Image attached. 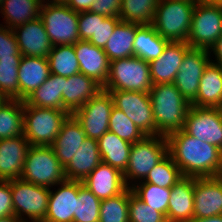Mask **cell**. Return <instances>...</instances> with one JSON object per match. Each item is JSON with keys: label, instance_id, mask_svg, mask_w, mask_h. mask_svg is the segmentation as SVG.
Returning a JSON list of instances; mask_svg holds the SVG:
<instances>
[{"label": "cell", "instance_id": "obj_42", "mask_svg": "<svg viewBox=\"0 0 222 222\" xmlns=\"http://www.w3.org/2000/svg\"><path fill=\"white\" fill-rule=\"evenodd\" d=\"M129 222H163L166 217L159 211L146 205L129 187Z\"/></svg>", "mask_w": 222, "mask_h": 222}, {"label": "cell", "instance_id": "obj_51", "mask_svg": "<svg viewBox=\"0 0 222 222\" xmlns=\"http://www.w3.org/2000/svg\"><path fill=\"white\" fill-rule=\"evenodd\" d=\"M0 222H22V220L17 218L15 215H10V216L0 218Z\"/></svg>", "mask_w": 222, "mask_h": 222}, {"label": "cell", "instance_id": "obj_8", "mask_svg": "<svg viewBox=\"0 0 222 222\" xmlns=\"http://www.w3.org/2000/svg\"><path fill=\"white\" fill-rule=\"evenodd\" d=\"M41 5L39 18L53 46L73 45L80 40L78 13L62 4Z\"/></svg>", "mask_w": 222, "mask_h": 222}, {"label": "cell", "instance_id": "obj_54", "mask_svg": "<svg viewBox=\"0 0 222 222\" xmlns=\"http://www.w3.org/2000/svg\"><path fill=\"white\" fill-rule=\"evenodd\" d=\"M7 99L0 93V105L3 104Z\"/></svg>", "mask_w": 222, "mask_h": 222}, {"label": "cell", "instance_id": "obj_28", "mask_svg": "<svg viewBox=\"0 0 222 222\" xmlns=\"http://www.w3.org/2000/svg\"><path fill=\"white\" fill-rule=\"evenodd\" d=\"M97 141L102 162L124 173L128 166L132 144L109 130Z\"/></svg>", "mask_w": 222, "mask_h": 222}, {"label": "cell", "instance_id": "obj_22", "mask_svg": "<svg viewBox=\"0 0 222 222\" xmlns=\"http://www.w3.org/2000/svg\"><path fill=\"white\" fill-rule=\"evenodd\" d=\"M78 181L65 180L53 193L50 191L48 211L43 222H73L76 212Z\"/></svg>", "mask_w": 222, "mask_h": 222}, {"label": "cell", "instance_id": "obj_25", "mask_svg": "<svg viewBox=\"0 0 222 222\" xmlns=\"http://www.w3.org/2000/svg\"><path fill=\"white\" fill-rule=\"evenodd\" d=\"M86 138L81 124L72 114L69 115L62 123L60 132L52 145L56 157L64 168L70 163L71 158Z\"/></svg>", "mask_w": 222, "mask_h": 222}, {"label": "cell", "instance_id": "obj_41", "mask_svg": "<svg viewBox=\"0 0 222 222\" xmlns=\"http://www.w3.org/2000/svg\"><path fill=\"white\" fill-rule=\"evenodd\" d=\"M109 131L131 144L145 136L121 110L114 106L110 114Z\"/></svg>", "mask_w": 222, "mask_h": 222}, {"label": "cell", "instance_id": "obj_14", "mask_svg": "<svg viewBox=\"0 0 222 222\" xmlns=\"http://www.w3.org/2000/svg\"><path fill=\"white\" fill-rule=\"evenodd\" d=\"M209 52L207 49L190 47L175 76V87L190 103L195 100L203 71L211 61Z\"/></svg>", "mask_w": 222, "mask_h": 222}, {"label": "cell", "instance_id": "obj_29", "mask_svg": "<svg viewBox=\"0 0 222 222\" xmlns=\"http://www.w3.org/2000/svg\"><path fill=\"white\" fill-rule=\"evenodd\" d=\"M135 34L136 23H128L120 20L116 24L112 36L103 48L110 61L134 56Z\"/></svg>", "mask_w": 222, "mask_h": 222}, {"label": "cell", "instance_id": "obj_34", "mask_svg": "<svg viewBox=\"0 0 222 222\" xmlns=\"http://www.w3.org/2000/svg\"><path fill=\"white\" fill-rule=\"evenodd\" d=\"M47 60L51 74L70 77L80 73L74 44L53 46Z\"/></svg>", "mask_w": 222, "mask_h": 222}, {"label": "cell", "instance_id": "obj_7", "mask_svg": "<svg viewBox=\"0 0 222 222\" xmlns=\"http://www.w3.org/2000/svg\"><path fill=\"white\" fill-rule=\"evenodd\" d=\"M168 154V141L163 135H145L132 144L128 166L123 173L125 184L129 179H145L147 174Z\"/></svg>", "mask_w": 222, "mask_h": 222}, {"label": "cell", "instance_id": "obj_9", "mask_svg": "<svg viewBox=\"0 0 222 222\" xmlns=\"http://www.w3.org/2000/svg\"><path fill=\"white\" fill-rule=\"evenodd\" d=\"M222 34V6L197 0L187 43L192 48L211 51Z\"/></svg>", "mask_w": 222, "mask_h": 222}, {"label": "cell", "instance_id": "obj_32", "mask_svg": "<svg viewBox=\"0 0 222 222\" xmlns=\"http://www.w3.org/2000/svg\"><path fill=\"white\" fill-rule=\"evenodd\" d=\"M43 0H5L1 12L6 20V27H15L33 21L39 17Z\"/></svg>", "mask_w": 222, "mask_h": 222}, {"label": "cell", "instance_id": "obj_30", "mask_svg": "<svg viewBox=\"0 0 222 222\" xmlns=\"http://www.w3.org/2000/svg\"><path fill=\"white\" fill-rule=\"evenodd\" d=\"M168 43L169 41L161 37L152 24H136L134 56L150 62L163 53Z\"/></svg>", "mask_w": 222, "mask_h": 222}, {"label": "cell", "instance_id": "obj_11", "mask_svg": "<svg viewBox=\"0 0 222 222\" xmlns=\"http://www.w3.org/2000/svg\"><path fill=\"white\" fill-rule=\"evenodd\" d=\"M114 107L121 110L145 135H156V125L149 92L106 90Z\"/></svg>", "mask_w": 222, "mask_h": 222}, {"label": "cell", "instance_id": "obj_53", "mask_svg": "<svg viewBox=\"0 0 222 222\" xmlns=\"http://www.w3.org/2000/svg\"><path fill=\"white\" fill-rule=\"evenodd\" d=\"M68 1H69V0H52V1H49V2H50V4H62V5H66Z\"/></svg>", "mask_w": 222, "mask_h": 222}, {"label": "cell", "instance_id": "obj_21", "mask_svg": "<svg viewBox=\"0 0 222 222\" xmlns=\"http://www.w3.org/2000/svg\"><path fill=\"white\" fill-rule=\"evenodd\" d=\"M102 89L103 86L100 83L82 73L63 77V106L73 114Z\"/></svg>", "mask_w": 222, "mask_h": 222}, {"label": "cell", "instance_id": "obj_27", "mask_svg": "<svg viewBox=\"0 0 222 222\" xmlns=\"http://www.w3.org/2000/svg\"><path fill=\"white\" fill-rule=\"evenodd\" d=\"M191 105L222 108V66L210 61L200 79L199 89Z\"/></svg>", "mask_w": 222, "mask_h": 222}, {"label": "cell", "instance_id": "obj_15", "mask_svg": "<svg viewBox=\"0 0 222 222\" xmlns=\"http://www.w3.org/2000/svg\"><path fill=\"white\" fill-rule=\"evenodd\" d=\"M222 215V176L194 178L193 218Z\"/></svg>", "mask_w": 222, "mask_h": 222}, {"label": "cell", "instance_id": "obj_20", "mask_svg": "<svg viewBox=\"0 0 222 222\" xmlns=\"http://www.w3.org/2000/svg\"><path fill=\"white\" fill-rule=\"evenodd\" d=\"M189 48L187 42H169L163 53L157 59L149 62L153 85L174 82L185 53Z\"/></svg>", "mask_w": 222, "mask_h": 222}, {"label": "cell", "instance_id": "obj_24", "mask_svg": "<svg viewBox=\"0 0 222 222\" xmlns=\"http://www.w3.org/2000/svg\"><path fill=\"white\" fill-rule=\"evenodd\" d=\"M194 214V178L183 177L172 188L166 219L190 222Z\"/></svg>", "mask_w": 222, "mask_h": 222}, {"label": "cell", "instance_id": "obj_19", "mask_svg": "<svg viewBox=\"0 0 222 222\" xmlns=\"http://www.w3.org/2000/svg\"><path fill=\"white\" fill-rule=\"evenodd\" d=\"M74 50L80 73L104 86L109 76L110 60L103 48L96 47L89 41L79 40L74 44Z\"/></svg>", "mask_w": 222, "mask_h": 222}, {"label": "cell", "instance_id": "obj_44", "mask_svg": "<svg viewBox=\"0 0 222 222\" xmlns=\"http://www.w3.org/2000/svg\"><path fill=\"white\" fill-rule=\"evenodd\" d=\"M4 27L0 25V59L21 58L22 54L13 29Z\"/></svg>", "mask_w": 222, "mask_h": 222}, {"label": "cell", "instance_id": "obj_31", "mask_svg": "<svg viewBox=\"0 0 222 222\" xmlns=\"http://www.w3.org/2000/svg\"><path fill=\"white\" fill-rule=\"evenodd\" d=\"M63 77L50 74L47 80L34 90L24 102L34 107L67 111L63 106Z\"/></svg>", "mask_w": 222, "mask_h": 222}, {"label": "cell", "instance_id": "obj_26", "mask_svg": "<svg viewBox=\"0 0 222 222\" xmlns=\"http://www.w3.org/2000/svg\"><path fill=\"white\" fill-rule=\"evenodd\" d=\"M101 162L97 139L87 137L64 168L66 180L83 181Z\"/></svg>", "mask_w": 222, "mask_h": 222}, {"label": "cell", "instance_id": "obj_5", "mask_svg": "<svg viewBox=\"0 0 222 222\" xmlns=\"http://www.w3.org/2000/svg\"><path fill=\"white\" fill-rule=\"evenodd\" d=\"M21 179L48 188L66 180L64 167L52 146H30Z\"/></svg>", "mask_w": 222, "mask_h": 222}, {"label": "cell", "instance_id": "obj_43", "mask_svg": "<svg viewBox=\"0 0 222 222\" xmlns=\"http://www.w3.org/2000/svg\"><path fill=\"white\" fill-rule=\"evenodd\" d=\"M119 21V16L106 17L99 14L97 32L88 41L96 47L104 48Z\"/></svg>", "mask_w": 222, "mask_h": 222}, {"label": "cell", "instance_id": "obj_23", "mask_svg": "<svg viewBox=\"0 0 222 222\" xmlns=\"http://www.w3.org/2000/svg\"><path fill=\"white\" fill-rule=\"evenodd\" d=\"M19 100H25L50 76L47 58L22 55L18 67Z\"/></svg>", "mask_w": 222, "mask_h": 222}, {"label": "cell", "instance_id": "obj_37", "mask_svg": "<svg viewBox=\"0 0 222 222\" xmlns=\"http://www.w3.org/2000/svg\"><path fill=\"white\" fill-rule=\"evenodd\" d=\"M129 187L117 196L101 200L99 222H129Z\"/></svg>", "mask_w": 222, "mask_h": 222}, {"label": "cell", "instance_id": "obj_55", "mask_svg": "<svg viewBox=\"0 0 222 222\" xmlns=\"http://www.w3.org/2000/svg\"><path fill=\"white\" fill-rule=\"evenodd\" d=\"M163 222H175V221L165 219Z\"/></svg>", "mask_w": 222, "mask_h": 222}, {"label": "cell", "instance_id": "obj_36", "mask_svg": "<svg viewBox=\"0 0 222 222\" xmlns=\"http://www.w3.org/2000/svg\"><path fill=\"white\" fill-rule=\"evenodd\" d=\"M184 176L180 168L175 164L172 157L167 154L153 169L147 174L144 182L163 188H172Z\"/></svg>", "mask_w": 222, "mask_h": 222}, {"label": "cell", "instance_id": "obj_56", "mask_svg": "<svg viewBox=\"0 0 222 222\" xmlns=\"http://www.w3.org/2000/svg\"><path fill=\"white\" fill-rule=\"evenodd\" d=\"M5 0H0V7L3 5V2H4Z\"/></svg>", "mask_w": 222, "mask_h": 222}, {"label": "cell", "instance_id": "obj_46", "mask_svg": "<svg viewBox=\"0 0 222 222\" xmlns=\"http://www.w3.org/2000/svg\"><path fill=\"white\" fill-rule=\"evenodd\" d=\"M122 0H94L89 11L106 17L119 16Z\"/></svg>", "mask_w": 222, "mask_h": 222}, {"label": "cell", "instance_id": "obj_52", "mask_svg": "<svg viewBox=\"0 0 222 222\" xmlns=\"http://www.w3.org/2000/svg\"><path fill=\"white\" fill-rule=\"evenodd\" d=\"M201 2L211 4V5H219L222 6V0H199Z\"/></svg>", "mask_w": 222, "mask_h": 222}, {"label": "cell", "instance_id": "obj_38", "mask_svg": "<svg viewBox=\"0 0 222 222\" xmlns=\"http://www.w3.org/2000/svg\"><path fill=\"white\" fill-rule=\"evenodd\" d=\"M132 192L146 205L167 215L171 188H163L150 183L132 184Z\"/></svg>", "mask_w": 222, "mask_h": 222}, {"label": "cell", "instance_id": "obj_12", "mask_svg": "<svg viewBox=\"0 0 222 222\" xmlns=\"http://www.w3.org/2000/svg\"><path fill=\"white\" fill-rule=\"evenodd\" d=\"M114 104L110 92L102 89L72 115L81 124L88 138L99 139L109 130Z\"/></svg>", "mask_w": 222, "mask_h": 222}, {"label": "cell", "instance_id": "obj_47", "mask_svg": "<svg viewBox=\"0 0 222 222\" xmlns=\"http://www.w3.org/2000/svg\"><path fill=\"white\" fill-rule=\"evenodd\" d=\"M14 215L10 180H0V218Z\"/></svg>", "mask_w": 222, "mask_h": 222}, {"label": "cell", "instance_id": "obj_35", "mask_svg": "<svg viewBox=\"0 0 222 222\" xmlns=\"http://www.w3.org/2000/svg\"><path fill=\"white\" fill-rule=\"evenodd\" d=\"M159 0H122L119 18L121 21L139 25L152 24Z\"/></svg>", "mask_w": 222, "mask_h": 222}, {"label": "cell", "instance_id": "obj_4", "mask_svg": "<svg viewBox=\"0 0 222 222\" xmlns=\"http://www.w3.org/2000/svg\"><path fill=\"white\" fill-rule=\"evenodd\" d=\"M68 111L34 107L24 102L23 135L30 145L52 146Z\"/></svg>", "mask_w": 222, "mask_h": 222}, {"label": "cell", "instance_id": "obj_50", "mask_svg": "<svg viewBox=\"0 0 222 222\" xmlns=\"http://www.w3.org/2000/svg\"><path fill=\"white\" fill-rule=\"evenodd\" d=\"M190 222H222V215L200 219L193 218Z\"/></svg>", "mask_w": 222, "mask_h": 222}, {"label": "cell", "instance_id": "obj_13", "mask_svg": "<svg viewBox=\"0 0 222 222\" xmlns=\"http://www.w3.org/2000/svg\"><path fill=\"white\" fill-rule=\"evenodd\" d=\"M183 130L222 150V108L197 107L191 105Z\"/></svg>", "mask_w": 222, "mask_h": 222}, {"label": "cell", "instance_id": "obj_18", "mask_svg": "<svg viewBox=\"0 0 222 222\" xmlns=\"http://www.w3.org/2000/svg\"><path fill=\"white\" fill-rule=\"evenodd\" d=\"M30 146L24 135L0 140V180L21 178Z\"/></svg>", "mask_w": 222, "mask_h": 222}, {"label": "cell", "instance_id": "obj_40", "mask_svg": "<svg viewBox=\"0 0 222 222\" xmlns=\"http://www.w3.org/2000/svg\"><path fill=\"white\" fill-rule=\"evenodd\" d=\"M21 58L0 59V93L19 100L18 67Z\"/></svg>", "mask_w": 222, "mask_h": 222}, {"label": "cell", "instance_id": "obj_17", "mask_svg": "<svg viewBox=\"0 0 222 222\" xmlns=\"http://www.w3.org/2000/svg\"><path fill=\"white\" fill-rule=\"evenodd\" d=\"M82 184L100 200L117 196L128 188L123 173L103 162L82 181Z\"/></svg>", "mask_w": 222, "mask_h": 222}, {"label": "cell", "instance_id": "obj_49", "mask_svg": "<svg viewBox=\"0 0 222 222\" xmlns=\"http://www.w3.org/2000/svg\"><path fill=\"white\" fill-rule=\"evenodd\" d=\"M215 54L217 62L215 64L222 66V34L219 37L217 43L211 48Z\"/></svg>", "mask_w": 222, "mask_h": 222}, {"label": "cell", "instance_id": "obj_16", "mask_svg": "<svg viewBox=\"0 0 222 222\" xmlns=\"http://www.w3.org/2000/svg\"><path fill=\"white\" fill-rule=\"evenodd\" d=\"M13 31L22 55L41 58L48 57L53 45L39 17L15 27Z\"/></svg>", "mask_w": 222, "mask_h": 222}, {"label": "cell", "instance_id": "obj_2", "mask_svg": "<svg viewBox=\"0 0 222 222\" xmlns=\"http://www.w3.org/2000/svg\"><path fill=\"white\" fill-rule=\"evenodd\" d=\"M156 135L167 136L183 129L191 106L174 83L154 84L149 91Z\"/></svg>", "mask_w": 222, "mask_h": 222}, {"label": "cell", "instance_id": "obj_6", "mask_svg": "<svg viewBox=\"0 0 222 222\" xmlns=\"http://www.w3.org/2000/svg\"><path fill=\"white\" fill-rule=\"evenodd\" d=\"M152 86L149 62L133 56L110 61L109 76L103 89L149 92Z\"/></svg>", "mask_w": 222, "mask_h": 222}, {"label": "cell", "instance_id": "obj_45", "mask_svg": "<svg viewBox=\"0 0 222 222\" xmlns=\"http://www.w3.org/2000/svg\"><path fill=\"white\" fill-rule=\"evenodd\" d=\"M99 14L86 11L78 13V34L80 40L88 41L96 34L98 29Z\"/></svg>", "mask_w": 222, "mask_h": 222}, {"label": "cell", "instance_id": "obj_39", "mask_svg": "<svg viewBox=\"0 0 222 222\" xmlns=\"http://www.w3.org/2000/svg\"><path fill=\"white\" fill-rule=\"evenodd\" d=\"M76 212L73 214V222H99V210L101 200L88 190L82 181H78Z\"/></svg>", "mask_w": 222, "mask_h": 222}, {"label": "cell", "instance_id": "obj_48", "mask_svg": "<svg viewBox=\"0 0 222 222\" xmlns=\"http://www.w3.org/2000/svg\"><path fill=\"white\" fill-rule=\"evenodd\" d=\"M94 0H69L67 6L77 13L89 11Z\"/></svg>", "mask_w": 222, "mask_h": 222}, {"label": "cell", "instance_id": "obj_1", "mask_svg": "<svg viewBox=\"0 0 222 222\" xmlns=\"http://www.w3.org/2000/svg\"><path fill=\"white\" fill-rule=\"evenodd\" d=\"M168 154L184 177L222 176V150L187 134L183 129L166 136Z\"/></svg>", "mask_w": 222, "mask_h": 222}, {"label": "cell", "instance_id": "obj_33", "mask_svg": "<svg viewBox=\"0 0 222 222\" xmlns=\"http://www.w3.org/2000/svg\"><path fill=\"white\" fill-rule=\"evenodd\" d=\"M24 101L7 99L0 105V140L23 135Z\"/></svg>", "mask_w": 222, "mask_h": 222}, {"label": "cell", "instance_id": "obj_10", "mask_svg": "<svg viewBox=\"0 0 222 222\" xmlns=\"http://www.w3.org/2000/svg\"><path fill=\"white\" fill-rule=\"evenodd\" d=\"M14 215L24 222L23 213L32 222H43L47 211L50 188L38 186L21 178L10 180Z\"/></svg>", "mask_w": 222, "mask_h": 222}, {"label": "cell", "instance_id": "obj_3", "mask_svg": "<svg viewBox=\"0 0 222 222\" xmlns=\"http://www.w3.org/2000/svg\"><path fill=\"white\" fill-rule=\"evenodd\" d=\"M197 1L159 0L152 25L169 42H187Z\"/></svg>", "mask_w": 222, "mask_h": 222}]
</instances>
